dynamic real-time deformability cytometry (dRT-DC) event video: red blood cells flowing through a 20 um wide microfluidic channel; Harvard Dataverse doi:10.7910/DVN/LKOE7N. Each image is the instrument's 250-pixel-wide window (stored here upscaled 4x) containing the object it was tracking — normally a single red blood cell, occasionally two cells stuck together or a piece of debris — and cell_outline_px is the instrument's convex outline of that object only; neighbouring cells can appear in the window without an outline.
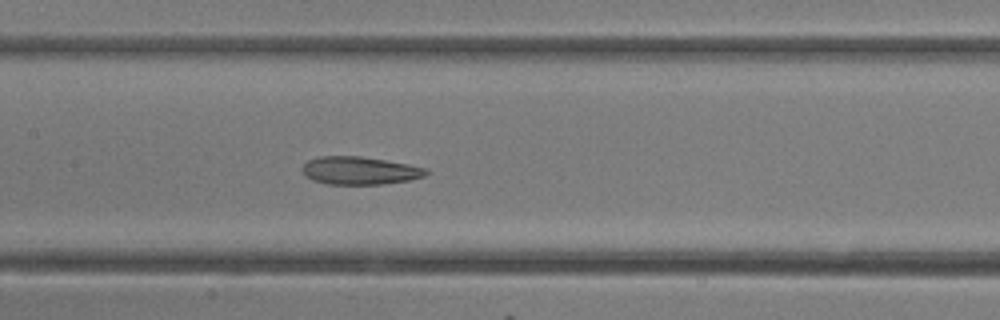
{"species": "common noctule bat (a hibernating species)", "species_latin": "Nyctalus noctula", "temperature_condition": "room temperature", "stored_images_in_passage": 16, "camera_frame_rate_fps": 3000, "um_per_image_px": 0.085, "animal": {"sex": "female"}, "frame": {"image": 1, "passage_image": 14, "time_ms": 4.333, "image_size_px": [1000, 320], "cell_outline_px": [[428, 172], [424, 176], [408, 180], [380, 184], [328, 184], [312, 180], [304, 176], [300, 168], [308, 160], [320, 156], [360, 156], [408, 164], [428, 168]], "centroid_in_image_um": [30.53, 14.49], "position_along_channel_um": 176.9, "area_um2": 20.11}}
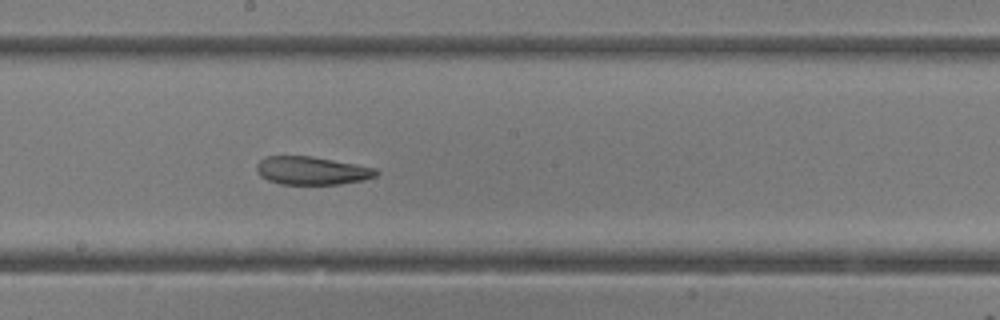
{"frame": {"image": 2, "passage_image": 16, "time_ms": 5.0, "image_size_px": [1000, 320], "cell_outline_px": [[380, 172], [376, 176], [364, 180], [340, 184], [280, 184], [268, 180], [260, 176], [256, 172], [256, 164], [264, 156], [312, 156], [356, 164], [376, 168]], "centroid_in_image_um": [26.5, 14.5], "position_along_channel_um": 221.7, "area_um2": 19.77}}